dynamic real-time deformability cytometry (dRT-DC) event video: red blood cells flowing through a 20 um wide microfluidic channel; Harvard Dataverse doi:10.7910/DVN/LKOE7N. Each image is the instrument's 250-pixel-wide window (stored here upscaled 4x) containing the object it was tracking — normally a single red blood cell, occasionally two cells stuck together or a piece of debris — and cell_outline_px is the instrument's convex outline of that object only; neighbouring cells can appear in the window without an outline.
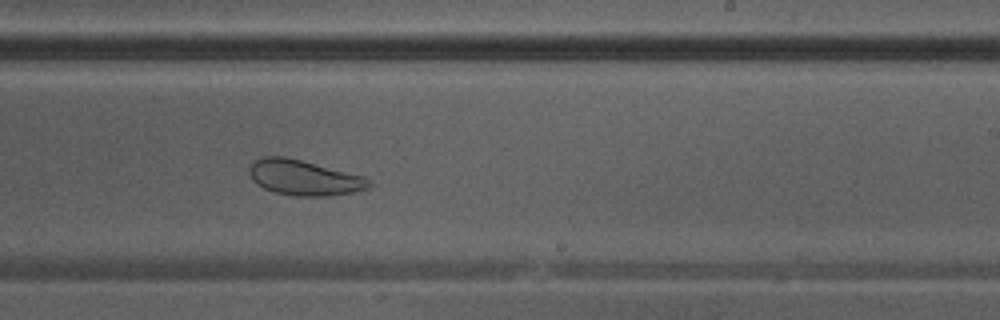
{"species": "Egyptian fruit bat (a non-hibernating species)", "species_latin": "Rousettus aegyptiacus", "temperature_condition": "warm", "stored_images_in_passage": 42, "camera_frame_rate_fps": 3000, "um_per_image_px": 0.085, "animal": {"sex": "male"}, "frame": {"image": 1, "passage_image": 22, "time_ms": 7.0, "image_size_px": [1000, 320], "cell_outline_px": [[372, 184], [368, 188], [352, 192], [324, 196], [296, 196], [276, 192], [264, 188], [256, 184], [252, 180], [248, 172], [248, 168], [252, 160], [260, 156], [284, 156], [364, 176], [372, 180]], "centroid_in_image_um": [25.79, 15.09], "position_along_channel_um": 263.2, "area_um2": 24.68}}